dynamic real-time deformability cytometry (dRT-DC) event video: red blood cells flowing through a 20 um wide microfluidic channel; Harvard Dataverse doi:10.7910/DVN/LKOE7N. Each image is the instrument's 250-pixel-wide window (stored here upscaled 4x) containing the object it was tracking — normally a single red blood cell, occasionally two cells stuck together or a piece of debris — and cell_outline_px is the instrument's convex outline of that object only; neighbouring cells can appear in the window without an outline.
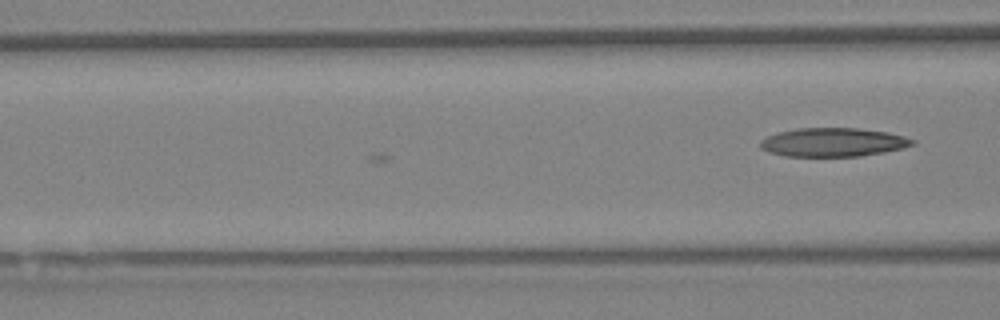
{"species": "Egyptian fruit bat (a non-hibernating species)", "species_latin": "Rousettus aegyptiacus", "temperature_condition": "warm", "stored_images_in_passage": 13, "camera_frame_rate_fps": 3000, "um_per_image_px": 0.085, "animal": {"sex": "female"}, "frame": {"image": 1, "passage_image": 13, "time_ms": 4.0, "image_size_px": [1000, 320], "cell_outline_px": [[916, 144], [904, 148], [884, 152], [860, 156], [784, 156], [768, 152], [760, 148], [760, 140], [776, 132], [796, 128], [856, 128], [888, 132], [904, 136], [916, 140]], "centroid_in_image_um": [70.82, 12.09], "position_along_channel_um": 95.8, "area_um2": 25.66}}